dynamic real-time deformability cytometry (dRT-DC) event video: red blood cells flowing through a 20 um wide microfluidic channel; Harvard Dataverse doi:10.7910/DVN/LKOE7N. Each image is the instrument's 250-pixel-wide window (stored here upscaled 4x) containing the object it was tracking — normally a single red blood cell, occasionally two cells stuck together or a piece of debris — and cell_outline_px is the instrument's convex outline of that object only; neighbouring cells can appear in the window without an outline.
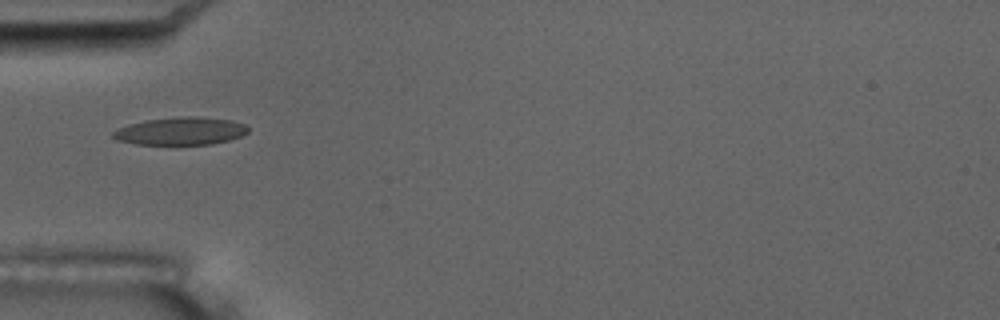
{"species": "common noctule bat (a hibernating species)", "species_latin": "Nyctalus noctula", "temperature_condition": "room temperature", "stored_images_in_passage": 11, "camera_frame_rate_fps": 3000, "um_per_image_px": 0.085, "animal": {"sex": "male", "body_mass_g": 17.5, "forearm_length_mm": 52.3}, "frame": {"image": 1, "passage_image": 1, "time_ms": 0.0, "image_size_px": [1000, 320], "cell_outline_px": [[248, 132], [240, 136], [228, 140], [212, 144], [136, 144], [116, 140], [112, 136], [112, 132], [116, 128], [128, 124], [144, 120], [184, 116], [196, 116], [232, 120], [244, 124], [248, 128]], "centroid_in_image_um": [15.31, 11.13], "position_along_channel_um": 69.7, "area_um2": 21.85}, "authors_computed_cell_mechanics": {"area_um2": 20.5768, "velocity_mm_per_s": 3.5552, "shape_relaxation_time_tau1_ms": 9.5771, "shape_relaxation_time_tau2_ms": 1.4994, "deformation_change_tau1": 0.1973, "deformation_change_tau2": 0.0551}}